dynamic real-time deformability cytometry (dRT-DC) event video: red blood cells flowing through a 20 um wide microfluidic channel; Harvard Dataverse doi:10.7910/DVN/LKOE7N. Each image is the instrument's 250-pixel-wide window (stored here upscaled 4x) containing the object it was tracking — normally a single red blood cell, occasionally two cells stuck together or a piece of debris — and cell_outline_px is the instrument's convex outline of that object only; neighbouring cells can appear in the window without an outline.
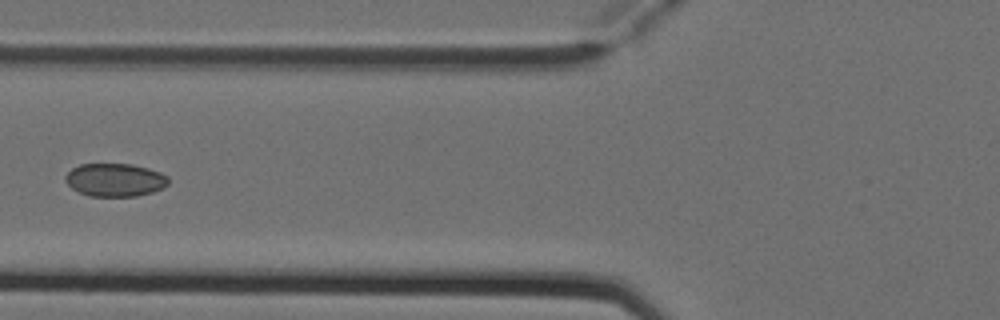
{"species": "Egyptian fruit bat (a non-hibernating species)", "species_latin": "Rousettus aegyptiacus", "temperature_condition": "cold", "stored_images_in_passage": 6, "camera_frame_rate_fps": 3000, "um_per_image_px": 0.085, "animal": {"sex": "female"}, "frame": {"image": 1, "passage_image": 5, "time_ms": 1.333, "image_size_px": [1000, 320], "cell_outline_px": [[168, 184], [164, 188], [152, 192], [136, 196], [88, 196], [72, 188], [64, 180], [64, 176], [72, 168], [80, 164], [132, 164], [148, 168], [160, 172], [168, 176]], "centroid_in_image_um": [9.78, 15.29], "position_along_channel_um": 116.0, "area_um2": 19.94}}
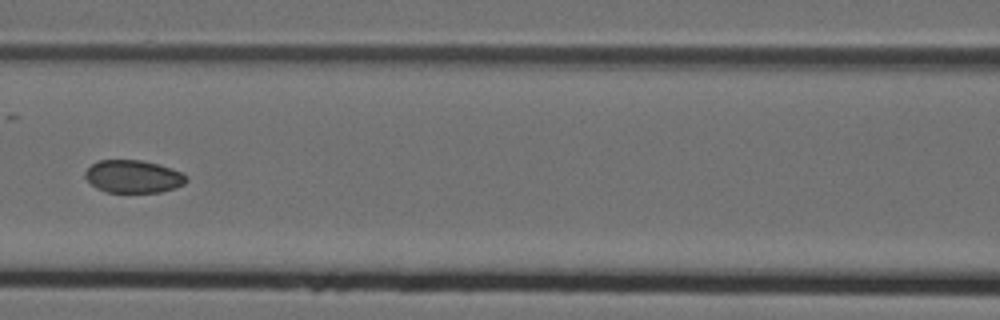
{"frame": {"image": 2, "passage_image": 6, "time_ms": 1.667, "image_size_px": [1000, 320], "cell_outline_px": [[188, 180], [184, 184], [176, 188], [160, 192], [104, 192], [96, 188], [84, 176], [84, 172], [92, 164], [100, 160], [140, 160], [160, 164], [180, 172], [188, 176]], "centroid_in_image_um": [11.34, 15.01], "position_along_channel_um": 155.3, "area_um2": 19.36}}